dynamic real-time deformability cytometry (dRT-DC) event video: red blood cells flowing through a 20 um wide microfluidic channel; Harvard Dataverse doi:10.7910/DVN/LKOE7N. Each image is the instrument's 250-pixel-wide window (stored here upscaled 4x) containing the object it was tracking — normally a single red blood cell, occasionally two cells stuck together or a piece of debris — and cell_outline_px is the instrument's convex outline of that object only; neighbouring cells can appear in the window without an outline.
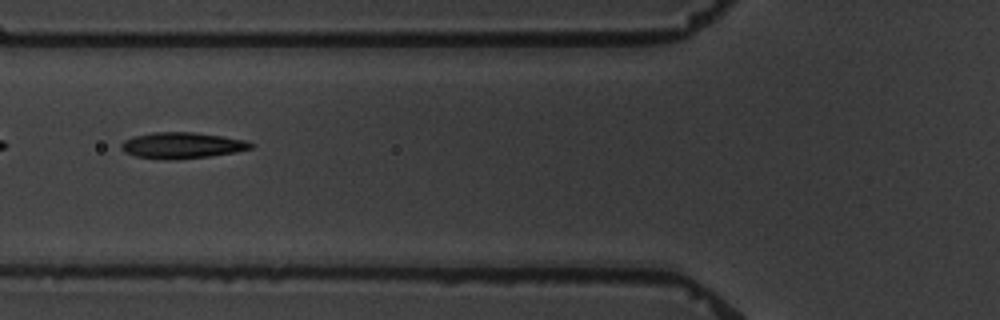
{"species": "common noctule bat (a hibernating species)", "species_latin": "Nyctalus noctula", "temperature_condition": "warm", "stored_images_in_passage": 7, "camera_frame_rate_fps": 3000, "um_per_image_px": 0.085, "animal": {"sex": "male", "body_mass_g": 19.5, "forearm_length_mm": 54.6}, "frame": {"image": 1, "passage_image": 5, "time_ms": 4.667, "image_size_px": [1000, 320], "cell_outline_px": [[252, 148], [236, 152], [208, 156], [176, 160], [172, 160], [136, 156], [124, 152], [120, 148], [120, 144], [124, 140], [132, 136], [152, 132], [192, 132], [248, 140], [252, 144]], "centroid_in_image_um": [15.44, 12.35], "position_along_channel_um": 110.4, "area_um2": 19.71}}
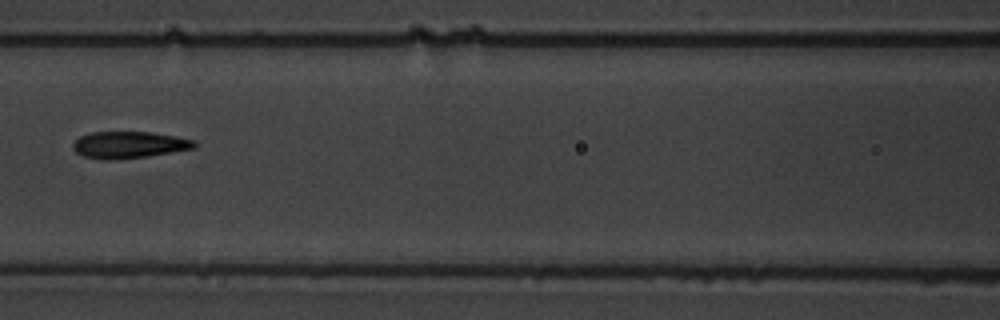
{"frame": {"image": 2, "passage_image": 6, "time_ms": 6.0, "image_size_px": [1000, 320], "cell_outline_px": [[200, 144], [196, 148], [148, 156], [120, 160], [104, 160], [84, 156], [76, 152], [72, 148], [72, 144], [80, 136], [92, 132], [152, 132], [176, 136], [196, 140]], "centroid_in_image_um": [11.02, 12.31], "position_along_channel_um": 155.6, "area_um2": 19.25}}
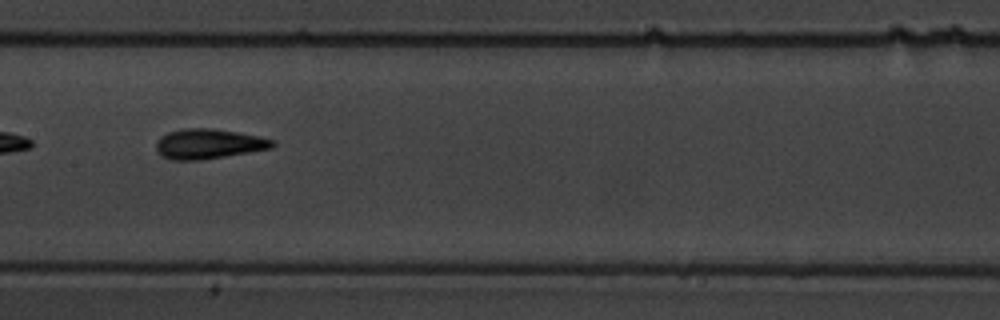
{"frame": {"image": 3, "passage_image": 7, "time_ms": 7.0, "image_size_px": [1000, 320], "cell_outline_px": [[276, 144], [272, 148], [200, 160], [172, 160], [160, 156], [156, 152], [156, 144], [160, 136], [168, 132], [184, 128], [212, 128], [260, 136], [276, 140]], "centroid_in_image_um": [17.71, 12.23], "position_along_channel_um": 189.7, "area_um2": 20.4}}